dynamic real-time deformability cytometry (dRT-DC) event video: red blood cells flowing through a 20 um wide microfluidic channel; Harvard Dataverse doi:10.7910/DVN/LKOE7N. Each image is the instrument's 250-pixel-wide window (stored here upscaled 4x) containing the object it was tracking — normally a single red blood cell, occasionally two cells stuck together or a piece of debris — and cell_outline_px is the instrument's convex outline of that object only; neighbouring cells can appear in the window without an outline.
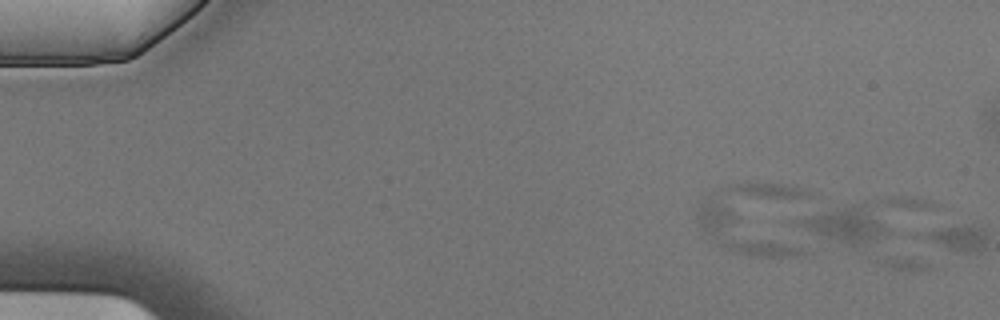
{"species": "Egyptian fruit bat (a non-hibernating species)", "species_latin": "Rousettus aegyptiacus", "temperature_condition": "cold", "stored_images_in_passage": 3, "camera_frame_rate_fps": 3000, "um_per_image_px": 0.085, "animal": {"sex": "male"}, "frame": {"image": 1, "passage_image": 3, "time_ms": 0.667, "image_size_px": [1000, 320], "cell_outline_px": [[936, 268], [892, 268], [872, 260], [788, 224], [780, 220], [852, 204], [864, 204], [896, 232]], "centroid_in_image_um": [73.22, 20.01], "position_along_channel_um": 11.8, "area_um2": 32.43}}